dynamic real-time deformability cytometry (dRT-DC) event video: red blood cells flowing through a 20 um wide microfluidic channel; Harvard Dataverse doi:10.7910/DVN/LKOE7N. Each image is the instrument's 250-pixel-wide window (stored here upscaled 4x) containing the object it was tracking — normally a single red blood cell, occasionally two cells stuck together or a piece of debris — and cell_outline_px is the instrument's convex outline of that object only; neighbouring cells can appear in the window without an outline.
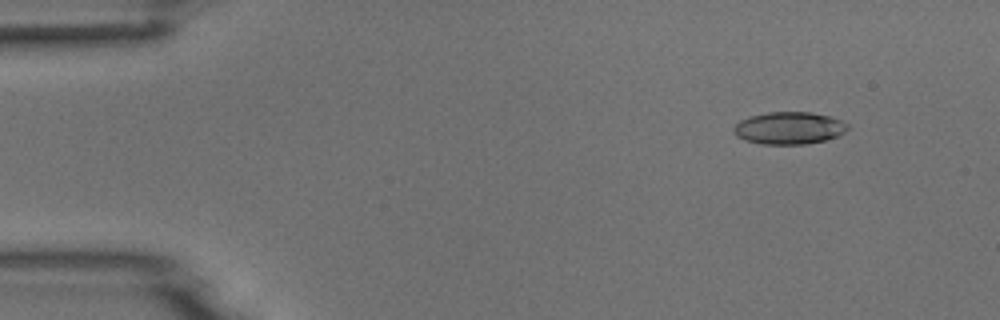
{"species": "common noctule bat (a hibernating species)", "species_latin": "Nyctalus noctula", "temperature_condition": "room temperature", "stored_images_in_passage": 6, "camera_frame_rate_fps": 3000, "um_per_image_px": 0.085, "animal": {"sex": "male", "body_mass_g": 18.8}, "frame": {"image": 1, "passage_image": 2, "time_ms": 1.0, "image_size_px": [1000, 320], "cell_outline_px": [[848, 128], [844, 132], [836, 136], [824, 140], [804, 144], [760, 144], [744, 140], [736, 136], [732, 132], [732, 128], [740, 120], [748, 116], [768, 112], [812, 112], [832, 116], [848, 124]], "centroid_in_image_um": [67.03, 10.87], "position_along_channel_um": 18.0, "area_um2": 21.62}}
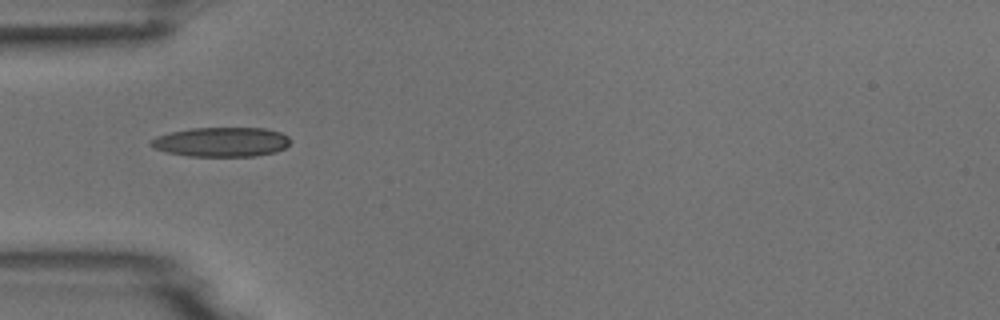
{"frame": {"image": 2, "passage_image": 5, "time_ms": 4.667, "image_size_px": [1000, 320], "cell_outline_px": [[292, 140], [284, 148], [276, 152], [256, 156], [188, 156], [168, 152], [156, 148], [148, 144], [156, 136], [172, 132], [192, 128], [264, 128], [280, 132], [288, 136]], "centroid_in_image_um": [18.86, 12.06], "position_along_channel_um": 66.1, "area_um2": 23.87}}